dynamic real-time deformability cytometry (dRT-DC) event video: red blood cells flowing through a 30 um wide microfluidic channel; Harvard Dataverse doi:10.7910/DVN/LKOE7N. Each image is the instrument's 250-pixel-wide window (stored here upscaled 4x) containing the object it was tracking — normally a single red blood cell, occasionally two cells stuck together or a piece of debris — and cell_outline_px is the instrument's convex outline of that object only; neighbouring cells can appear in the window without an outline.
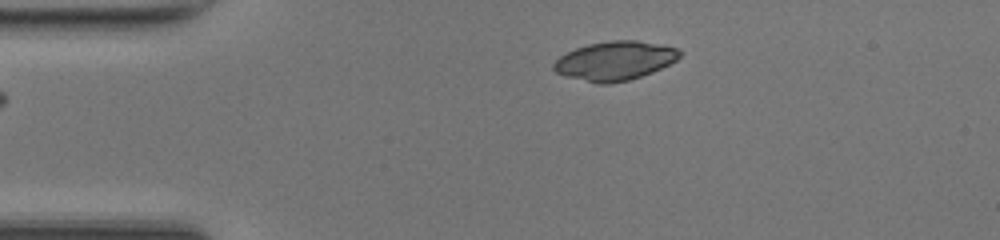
{"species": "common noctule bat (a hibernating species)", "species_latin": "Nyctalus noctula", "temperature_condition": "room temperature", "stored_images_in_passage": 40, "camera_frame_rate_fps": 3000, "um_per_image_px": 0.085, "animal": {"sex": "female", "body_mass_g": 17.0, "forearm_length_mm": 48.0}, "frame": {"image": 1, "passage_image": 1, "time_ms": 0.0, "image_size_px": [1000, 240], "cell_outline_px": [[684, 52], [676, 60], [652, 72], [628, 80], [608, 84], [596, 84], [564, 76], [556, 72], [552, 68], [552, 64], [560, 56], [576, 48], [588, 44], [612, 40], [636, 40], [664, 44], [680, 48]], "centroid_in_image_um": [52.28, 5.16], "position_along_channel_um": 32.7, "area_um2": 28.84}}
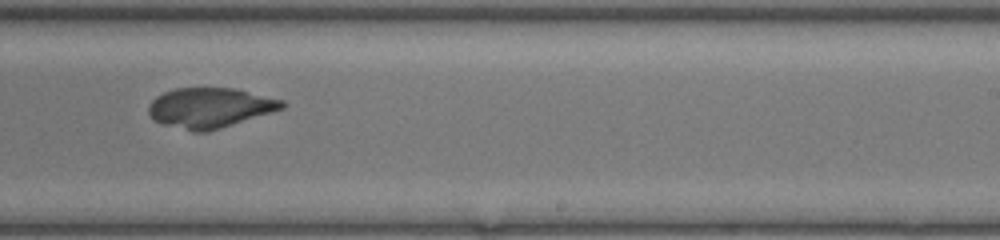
{"frame": {"image": 2, "passage_image": 21, "time_ms": 6.667, "image_size_px": [1000, 240], "cell_outline_px": [[288, 104], [284, 108], [272, 112], [208, 132], [192, 132], [164, 124], [152, 120], [148, 112], [148, 104], [156, 96], [164, 92], [176, 88], [236, 88], [284, 100]], "centroid_in_image_um": [17.84, 9.16], "position_along_channel_um": 271.2, "area_um2": 31.39}}
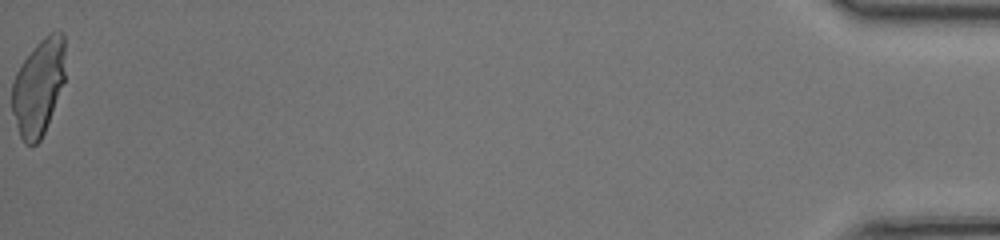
{"frame": {"image": 3, "passage_image": 40, "time_ms": 13.0, "image_size_px": [1000, 240], "cell_outline_px": [[64, 80], [44, 132], [40, 140], [36, 144], [24, 144], [20, 136], [12, 112], [12, 84], [16, 72], [20, 64], [32, 48], [44, 36], [52, 32], [64, 32]], "centroid_in_image_um": [3.25, 7.38], "position_along_channel_um": 432.0, "area_um2": 29.59}}